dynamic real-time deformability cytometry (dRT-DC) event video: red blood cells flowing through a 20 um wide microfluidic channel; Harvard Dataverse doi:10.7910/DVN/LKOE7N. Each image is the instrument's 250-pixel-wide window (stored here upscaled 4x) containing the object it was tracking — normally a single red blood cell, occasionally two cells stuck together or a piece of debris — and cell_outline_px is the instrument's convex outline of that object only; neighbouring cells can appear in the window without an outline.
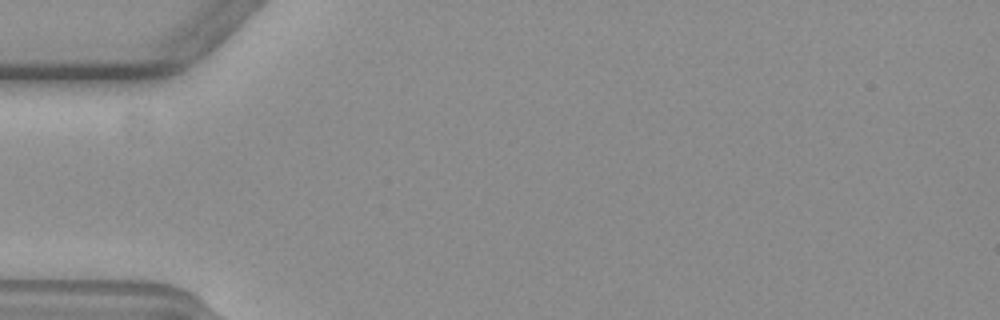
{"species": "common noctule bat (a hibernating species)", "species_latin": "Nyctalus noctula", "temperature_condition": "warm", "stored_images_in_passage": 2, "camera_frame_rate_fps": 3000, "um_per_image_px": 0.085, "animal": {"sex": "female", "body_mass_g": 19.3, "forearm_length_mm": 54.1}, "frame": {"image": 1, "passage_image": 2, "time_ms": 0.333, "image_size_px": [1000, 320], "cell_outline_px": [[320, 24], [316, 36], [312, 44], [248, 116], [208, 132], [196, 132], [196, 124], [208, 112], [304, 32]], "centroid_in_image_um": [21.8, 7.29], "position_along_channel_um": 63.2, "area_um2": 22.89}}